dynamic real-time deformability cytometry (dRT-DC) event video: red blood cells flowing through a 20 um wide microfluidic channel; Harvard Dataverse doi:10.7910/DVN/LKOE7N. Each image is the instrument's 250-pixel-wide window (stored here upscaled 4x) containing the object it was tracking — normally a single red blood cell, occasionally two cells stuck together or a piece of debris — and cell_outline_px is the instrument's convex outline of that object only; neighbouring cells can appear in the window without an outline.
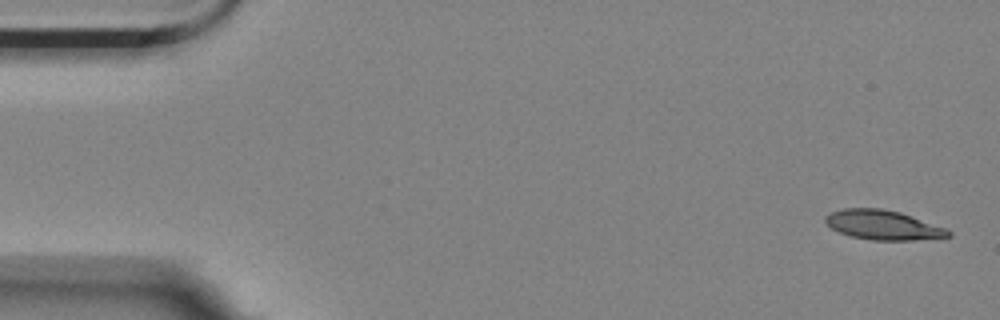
{"species": "Egyptian fruit bat (a non-hibernating species)", "species_latin": "Rousettus aegyptiacus", "temperature_condition": "room temperature", "stored_images_in_passage": 5, "camera_frame_rate_fps": 3000, "um_per_image_px": 0.085, "animal": {"sex": "female"}, "frame": {"image": 1, "passage_image": 1, "time_ms": 0.0, "image_size_px": [1000, 320], "cell_outline_px": [[952, 236], [940, 240], [872, 240], [852, 236], [840, 232], [832, 228], [824, 220], [824, 216], [832, 212], [844, 208], [880, 208], [900, 212], [912, 216], [944, 228], [952, 232]], "centroid_in_image_um": [75.13, 19.14], "position_along_channel_um": 9.9, "area_um2": 21.27}}
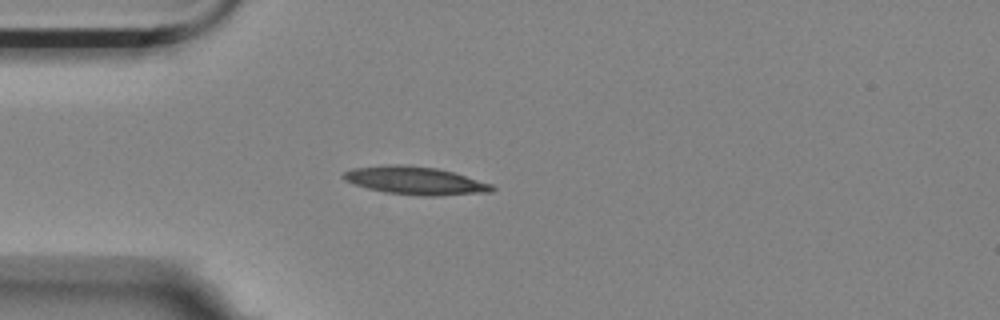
{"frame": {"image": 2, "passage_image": 4, "time_ms": 1.0, "image_size_px": [1000, 320], "cell_outline_px": [[496, 188], [492, 192], [440, 196], [424, 196], [384, 192], [368, 188], [344, 180], [340, 176], [344, 172], [352, 168], [392, 164], [400, 164], [436, 168], [452, 172], [492, 184]], "centroid_in_image_um": [35.3, 15.36], "position_along_channel_um": 49.7, "area_um2": 24.16}}